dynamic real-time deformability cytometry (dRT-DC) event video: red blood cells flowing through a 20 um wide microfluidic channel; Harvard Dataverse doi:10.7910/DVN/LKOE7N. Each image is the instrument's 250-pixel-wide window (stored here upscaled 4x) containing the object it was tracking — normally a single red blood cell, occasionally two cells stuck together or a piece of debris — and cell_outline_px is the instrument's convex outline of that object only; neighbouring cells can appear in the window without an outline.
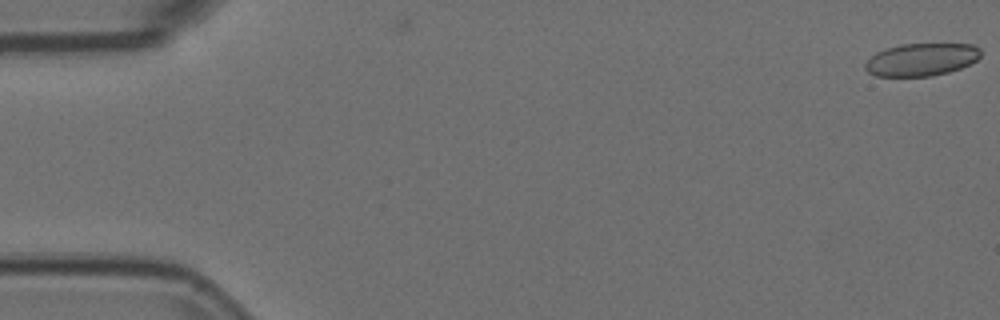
{"species": "Egyptian fruit bat (a non-hibernating species)", "species_latin": "Rousettus aegyptiacus", "temperature_condition": "room temperature", "stored_images_in_passage": 2, "camera_frame_rate_fps": 3000, "um_per_image_px": 0.085, "animal": {"sex": "female"}, "frame": {"image": 1, "passage_image": 1, "time_ms": 0.0, "image_size_px": [1000, 320], "cell_outline_px": [[980, 56], [976, 60], [960, 68], [948, 72], [932, 76], [876, 76], [868, 72], [864, 68], [864, 64], [876, 52], [884, 48], [900, 44], [972, 44], [980, 48]], "centroid_in_image_um": [78.29, 5.06], "position_along_channel_um": 6.7, "area_um2": 21.96}}